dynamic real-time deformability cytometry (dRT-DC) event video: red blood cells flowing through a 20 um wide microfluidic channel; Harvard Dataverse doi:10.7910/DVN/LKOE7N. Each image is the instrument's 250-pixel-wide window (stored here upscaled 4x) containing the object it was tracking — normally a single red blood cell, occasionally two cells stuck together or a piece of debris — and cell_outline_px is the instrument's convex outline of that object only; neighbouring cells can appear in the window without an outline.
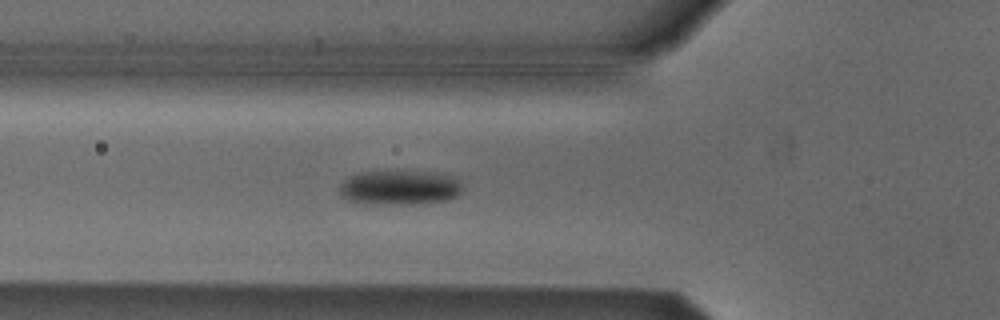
{"species": "Egyptian fruit bat (a non-hibernating species)", "species_latin": "Rousettus aegyptiacus", "temperature_condition": "cold", "stored_images_in_passage": 54, "camera_frame_rate_fps": 3000, "um_per_image_px": 0.085, "animal": {"sex": "male"}, "frame": {"image": 1, "passage_image": 18, "time_ms": 5.667, "image_size_px": [1000, 320], "cell_outline_px": [[464, 188], [456, 196], [448, 200], [412, 204], [368, 204], [348, 200], [340, 196], [340, 184], [348, 176], [360, 172], [444, 172], [460, 176]], "centroid_in_image_um": [34.05, 15.94], "position_along_channel_um": 91.7, "area_um2": 25.32}}
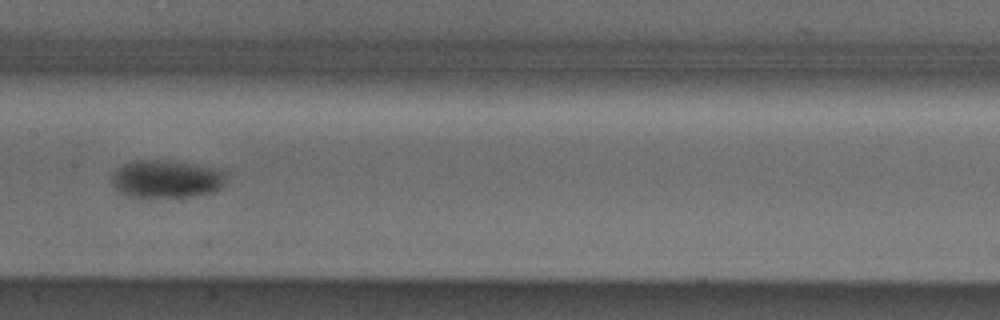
{"frame": {"image": 2, "passage_image": 26, "time_ms": 8.333, "image_size_px": [1000, 320], "cell_outline_px": [[228, 180], [220, 188], [212, 192], [196, 196], [128, 196], [112, 188], [112, 172], [116, 168], [124, 164], [136, 160], [168, 160], [224, 168]], "centroid_in_image_um": [14.19, 15.19], "position_along_channel_um": 193.2, "area_um2": 25.61}}
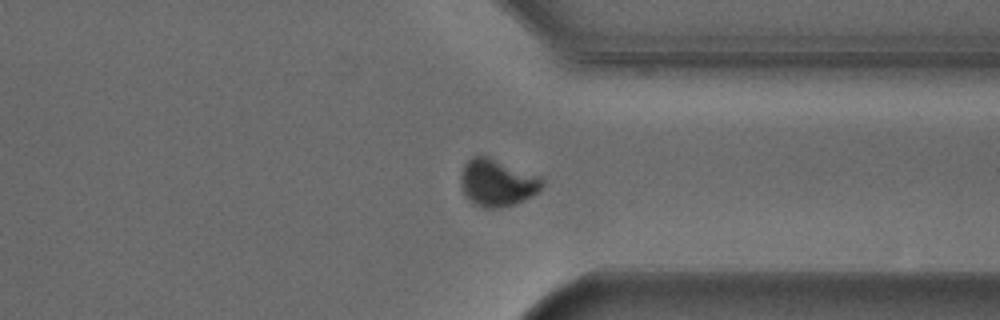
{"frame": {"image": 3, "passage_image": 40, "time_ms": 13.0, "image_size_px": [1000, 320], "cell_outline_px": [[544, 184], [532, 196], [516, 204], [500, 208], [484, 208], [472, 204], [464, 196], [460, 184], [460, 176], [464, 164], [472, 156], [488, 156], [540, 176], [544, 180]], "centroid_in_image_um": [42.23, 15.55], "position_along_channel_um": 369.2, "area_um2": 22.66}, "authors_computed_cell_mechanics": {"area_um2": 23.0044, "velocity_mm_per_s": 3.8, "shape_relaxation_time_tau1_ms": 3.2112, "shape_relaxation_time_tau2_ms": null, "deformation_change_tau1": 0.1004, "deformation_change_tau2": null}}